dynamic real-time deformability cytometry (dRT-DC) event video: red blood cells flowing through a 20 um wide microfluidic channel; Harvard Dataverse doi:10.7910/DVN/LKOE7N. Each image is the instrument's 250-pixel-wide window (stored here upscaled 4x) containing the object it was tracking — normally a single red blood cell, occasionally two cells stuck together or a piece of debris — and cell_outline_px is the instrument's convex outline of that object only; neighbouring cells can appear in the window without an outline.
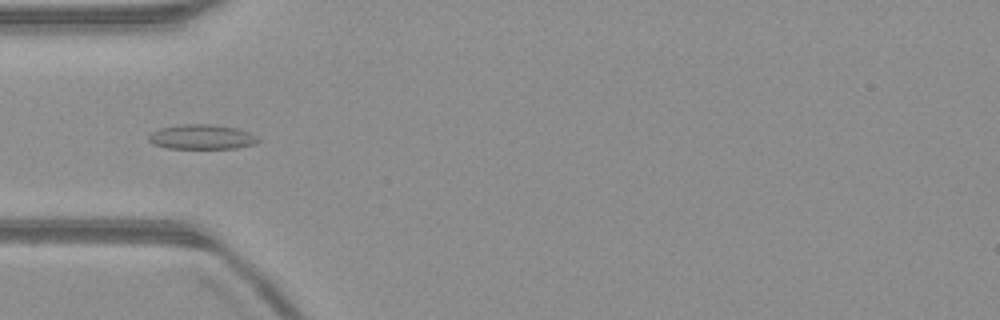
{"species": "common noctule bat (a hibernating species)", "species_latin": "Nyctalus noctula", "temperature_condition": "warm", "stored_images_in_passage": 25, "camera_frame_rate_fps": 3000, "um_per_image_px": 0.085, "animal": {"sex": "male", "body_mass_g": 23.1, "forearm_length_mm": 52.7}, "frame": {"image": 1, "passage_image": 2, "time_ms": 0.333, "image_size_px": [1000, 320], "cell_outline_px": [[260, 140], [256, 144], [236, 148], [168, 148], [152, 144], [148, 140], [148, 136], [152, 132], [160, 128], [180, 124], [212, 124], [236, 128], [260, 136]], "centroid_in_image_um": [17.17, 11.63], "position_along_channel_um": 67.8, "area_um2": 15.9}}
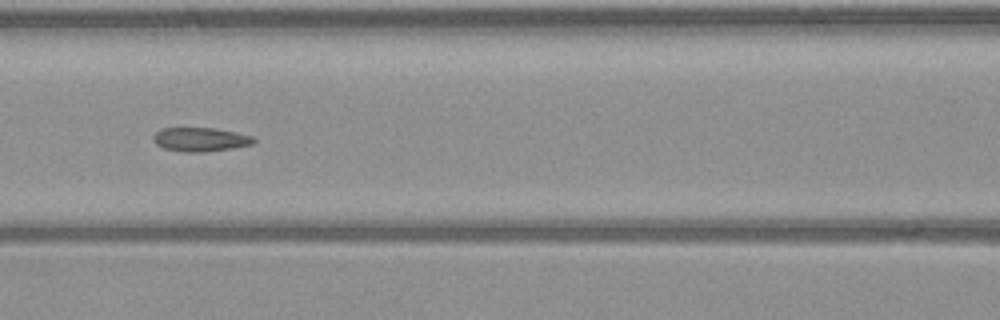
{"frame": {"image": 2, "passage_image": 8, "time_ms": 2.333, "image_size_px": [1000, 320], "cell_outline_px": [[256, 140], [252, 144], [232, 148], [204, 152], [184, 152], [164, 148], [156, 144], [152, 136], [160, 128], [216, 128], [236, 132], [252, 136]], "centroid_in_image_um": [17.02, 11.85], "position_along_channel_um": 149.6, "area_um2": 13.99}}
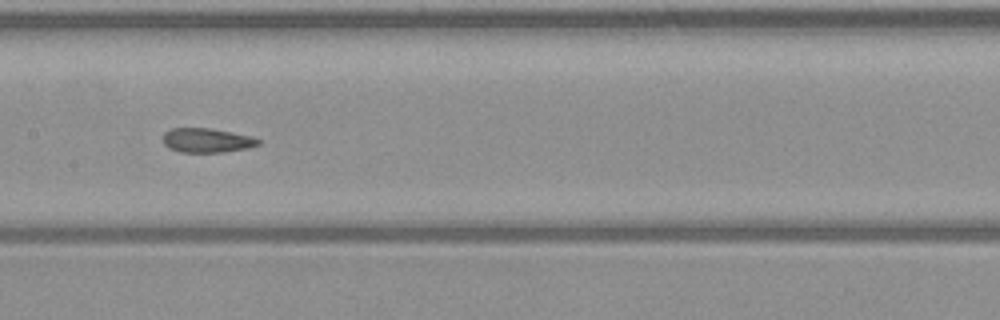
{"frame": {"image": 3, "passage_image": 11, "time_ms": 3.333, "image_size_px": [1000, 320], "cell_outline_px": [[260, 144], [248, 148], [224, 152], [180, 152], [168, 148], [164, 144], [164, 132], [172, 128], [212, 128], [252, 136], [260, 140]], "centroid_in_image_um": [17.59, 11.93], "position_along_channel_um": 189.8, "area_um2": 13.58}}